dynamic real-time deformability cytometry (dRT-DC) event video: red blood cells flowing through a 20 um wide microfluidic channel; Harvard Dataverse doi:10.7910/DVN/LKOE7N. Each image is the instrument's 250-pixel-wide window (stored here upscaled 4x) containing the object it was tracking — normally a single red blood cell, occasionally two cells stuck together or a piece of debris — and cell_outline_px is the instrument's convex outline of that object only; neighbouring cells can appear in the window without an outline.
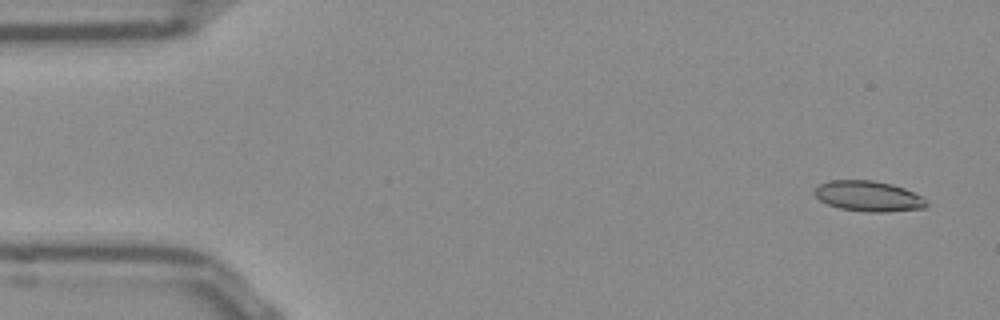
{"species": "Egyptian fruit bat (a non-hibernating species)", "species_latin": "Rousettus aegyptiacus", "temperature_condition": "room temperature", "stored_images_in_passage": 53, "camera_frame_rate_fps": 3000, "um_per_image_px": 0.085, "frame": {"image": 1, "passage_image": 3, "time_ms": 0.667, "image_size_px": [1000, 320], "cell_outline_px": [[928, 204], [924, 208], [888, 212], [868, 212], [840, 208], [828, 204], [820, 200], [812, 192], [820, 184], [828, 180], [872, 180], [892, 184], [904, 188], [924, 196]], "centroid_in_image_um": [73.84, 16.67], "position_along_channel_um": 11.2, "area_um2": 20.0}}
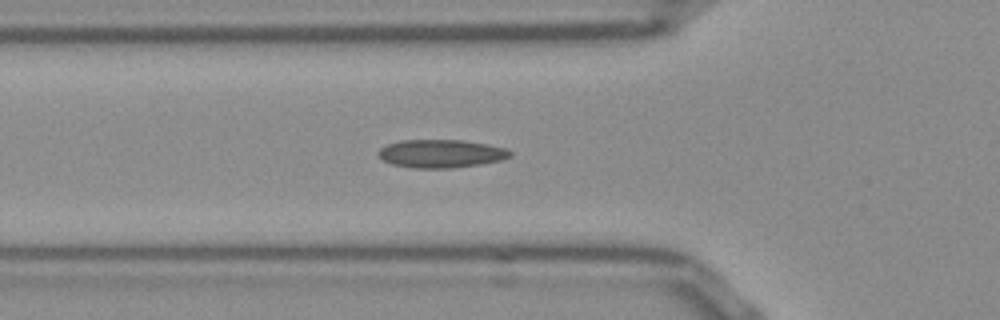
{"frame": {"image": 2, "passage_image": 18, "time_ms": 5.667, "image_size_px": [1000, 320], "cell_outline_px": [[512, 156], [500, 160], [480, 164], [452, 168], [412, 168], [392, 164], [380, 160], [380, 148], [388, 144], [400, 140], [464, 140], [488, 144], [504, 148], [512, 152]], "centroid_in_image_um": [37.48, 13.06], "position_along_channel_um": 88.3, "area_um2": 21.62}}
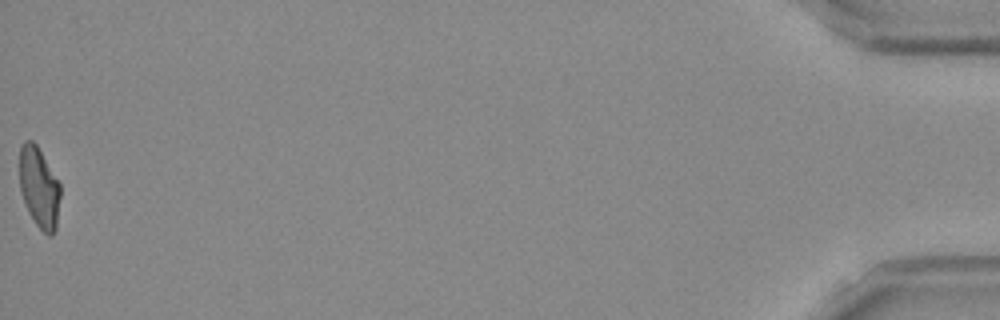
{"frame": {"image": 3, "passage_image": 53, "time_ms": 17.333, "image_size_px": [1000, 320], "cell_outline_px": [[60, 196], [56, 228], [52, 236], [48, 236], [36, 224], [28, 212], [20, 192], [20, 148], [24, 140], [32, 140], [36, 144], [60, 184]], "centroid_in_image_um": [3.32, 15.95], "position_along_channel_um": 431.9, "area_um2": 19.07}, "authors_computed_cell_mechanics": {"area_um2": 20.1144, "velocity_mm_per_s": 3.8426, "shape_relaxation_time_tau1_ms": null, "shape_relaxation_time_tau2_ms": 2.2259, "deformation_change_tau1": null, "deformation_change_tau2": 0.0877}}